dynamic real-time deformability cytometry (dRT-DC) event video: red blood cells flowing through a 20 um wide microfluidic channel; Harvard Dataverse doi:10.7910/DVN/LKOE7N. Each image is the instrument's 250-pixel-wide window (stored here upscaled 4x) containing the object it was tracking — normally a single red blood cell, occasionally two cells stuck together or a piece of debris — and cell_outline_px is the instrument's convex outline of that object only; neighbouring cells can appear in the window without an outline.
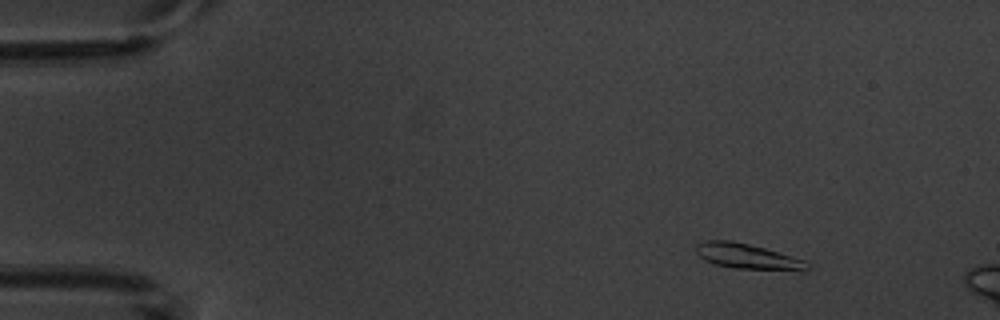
{"species": "common noctule bat (a hibernating species)", "species_latin": "Nyctalus noctula", "temperature_condition": "warm", "stored_images_in_passage": 4, "camera_frame_rate_fps": 3000, "um_per_image_px": 0.085, "animal": {"sex": "male", "body_mass_g": 20.1, "forearm_length_mm": 53.5}, "frame": {"image": 1, "passage_image": 2, "time_ms": 1.0, "image_size_px": [1000, 320], "cell_outline_px": [[812, 268], [804, 272], [732, 268], [716, 264], [704, 260], [696, 252], [696, 244], [704, 240], [732, 240], [764, 248], [804, 260], [812, 264]], "centroid_in_image_um": [63.62, 21.82], "position_along_channel_um": 21.4, "area_um2": 16.82}}